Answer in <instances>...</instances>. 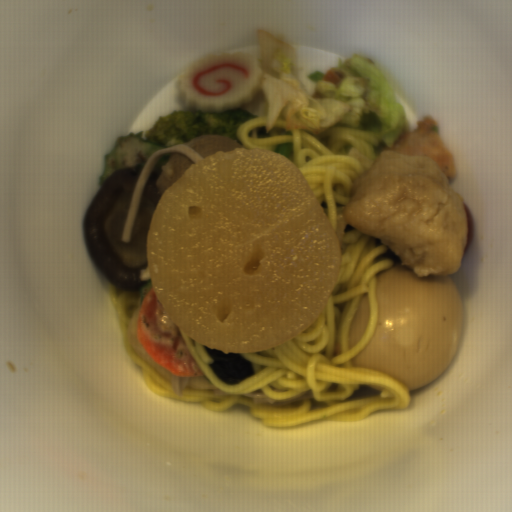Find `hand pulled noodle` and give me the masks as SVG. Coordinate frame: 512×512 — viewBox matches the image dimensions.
Instances as JSON below:
<instances>
[{
	"label": "hand pulled noodle",
	"mask_w": 512,
	"mask_h": 512,
	"mask_svg": "<svg viewBox=\"0 0 512 512\" xmlns=\"http://www.w3.org/2000/svg\"><path fill=\"white\" fill-rule=\"evenodd\" d=\"M237 136L245 149L280 153L302 172L337 237L340 257L335 286L314 323L300 334L271 350L238 353L250 362L253 374L235 384L219 379L210 368L213 361L205 346L180 330L202 376L214 388L186 387L178 395L135 351L129 338L135 306L143 303L151 280L138 291H122L110 281L109 302L129 361L139 367L149 388L164 399L200 403L219 413L235 405L246 406L264 426L286 429L318 422L351 424L381 411L408 407L411 390L399 380L351 363L368 345L377 326L376 274L402 262L382 239L356 229L343 216L357 179L379 155H371L355 138L340 131L287 130L281 117L268 133L265 116L241 123ZM367 293L369 325L348 350L352 318Z\"/></svg>",
	"instance_id": "1"
}]
</instances>
